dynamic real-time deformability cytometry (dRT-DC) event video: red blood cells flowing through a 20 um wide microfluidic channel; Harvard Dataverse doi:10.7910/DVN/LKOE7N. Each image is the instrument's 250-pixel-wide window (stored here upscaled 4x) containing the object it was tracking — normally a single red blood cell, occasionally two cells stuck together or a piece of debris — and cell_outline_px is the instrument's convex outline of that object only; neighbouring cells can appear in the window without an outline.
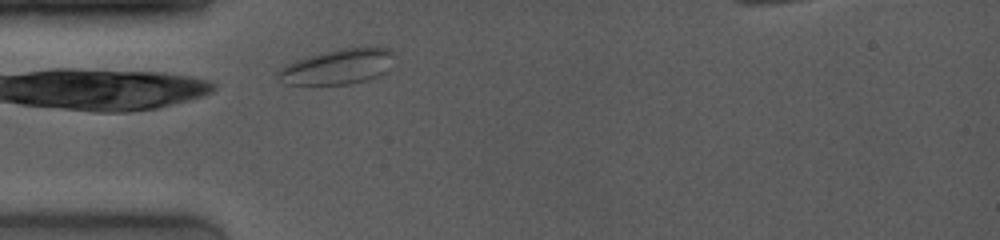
{"species": "common noctule bat (a hibernating species)", "species_latin": "Nyctalus noctula", "temperature_condition": "room temperature", "stored_images_in_passage": 7, "camera_frame_rate_fps": 4000, "um_per_image_px": 0.085, "animal": {"sex": "female", "body_mass_g": 19.0, "forearm_length_mm": 53.3}, "frame": {"image": 1, "passage_image": 1, "time_ms": 0.0, "image_size_px": [1000, 240], "cell_outline_px": [[392, 52], [388, 72], [384, 76], [352, 84], [284, 84], [276, 76], [276, 72], [280, 68], [296, 60], [340, 48], [388, 48]], "centroid_in_image_um": [28.71, 5.7], "position_along_channel_um": 56.3, "area_um2": 23.64}}
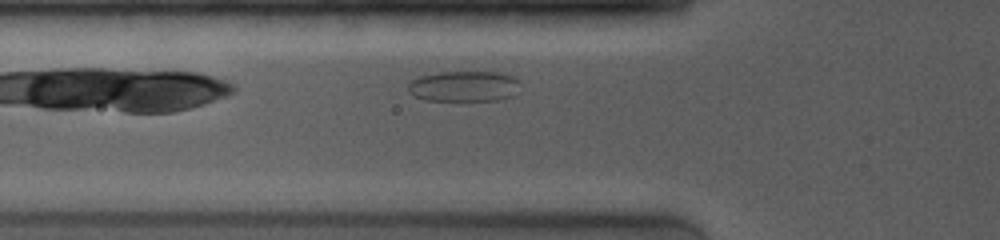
{"frame": {"image": 2, "passage_image": 6, "time_ms": 1.0, "image_size_px": [1000, 240], "cell_outline_px": [[520, 92], [512, 96], [500, 100], [424, 100], [408, 92], [408, 84], [412, 80], [420, 76], [440, 72], [504, 72], [512, 76], [520, 84]], "centroid_in_image_um": [39.49, 7.33], "position_along_channel_um": 86.3, "area_um2": 20.17}}